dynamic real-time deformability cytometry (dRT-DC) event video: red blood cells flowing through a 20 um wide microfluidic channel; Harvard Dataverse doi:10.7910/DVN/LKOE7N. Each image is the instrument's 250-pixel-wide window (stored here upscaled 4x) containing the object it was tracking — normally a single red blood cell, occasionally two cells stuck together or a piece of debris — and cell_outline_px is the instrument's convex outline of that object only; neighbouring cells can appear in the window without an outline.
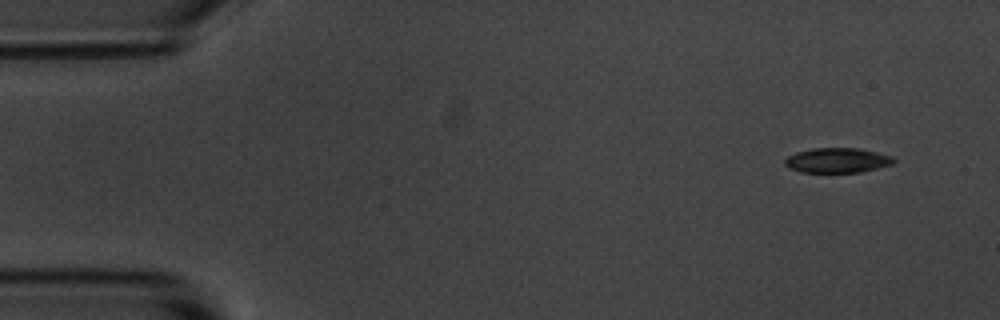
{"species": "common noctule bat (a hibernating species)", "species_latin": "Nyctalus noctula", "temperature_condition": "room temperature", "stored_images_in_passage": 5, "segment_of_instrument_passage": [2, 2], "camera_frame_rate_fps": 3000, "um_per_image_px": 0.085, "animal": {"sex": "male", "body_mass_g": 20.1, "forearm_length_mm": 53.5}, "frame": {"image": 1, "passage_image": 5, "time_ms": 4.667, "image_size_px": [1000, 320], "cell_outline_px": [[896, 160], [892, 164], [860, 172], [800, 172], [788, 168], [784, 164], [784, 160], [788, 156], [796, 152], [812, 148], [860, 148], [892, 156]], "centroid_in_image_um": [71.14, 13.62], "position_along_channel_um": 13.9, "area_um2": 15.78}}